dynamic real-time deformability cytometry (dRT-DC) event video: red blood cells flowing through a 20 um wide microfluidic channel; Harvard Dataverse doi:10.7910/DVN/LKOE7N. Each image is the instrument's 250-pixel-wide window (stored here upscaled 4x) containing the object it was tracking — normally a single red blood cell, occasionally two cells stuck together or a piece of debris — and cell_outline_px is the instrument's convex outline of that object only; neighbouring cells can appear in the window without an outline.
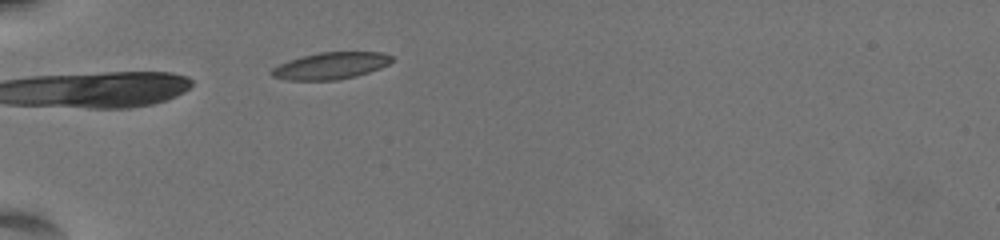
{"species": "common noctule bat (a hibernating species)", "species_latin": "Nyctalus noctula", "temperature_condition": "warm", "stored_images_in_passage": 6, "camera_frame_rate_fps": 3000, "um_per_image_px": 0.085, "animal": {"sex": "female", "body_mass_g": 19.5, "forearm_length_mm": 54.1}, "frame": {"image": 1, "passage_image": 1, "time_ms": 0.0, "image_size_px": [1000, 240], "cell_outline_px": [[392, 60], [388, 64], [380, 68], [356, 76], [336, 80], [288, 80], [272, 76], [268, 72], [272, 68], [288, 60], [320, 52], [380, 52], [392, 56]], "centroid_in_image_um": [28.08, 5.59], "position_along_channel_um": 56.9, "area_um2": 18.67}}